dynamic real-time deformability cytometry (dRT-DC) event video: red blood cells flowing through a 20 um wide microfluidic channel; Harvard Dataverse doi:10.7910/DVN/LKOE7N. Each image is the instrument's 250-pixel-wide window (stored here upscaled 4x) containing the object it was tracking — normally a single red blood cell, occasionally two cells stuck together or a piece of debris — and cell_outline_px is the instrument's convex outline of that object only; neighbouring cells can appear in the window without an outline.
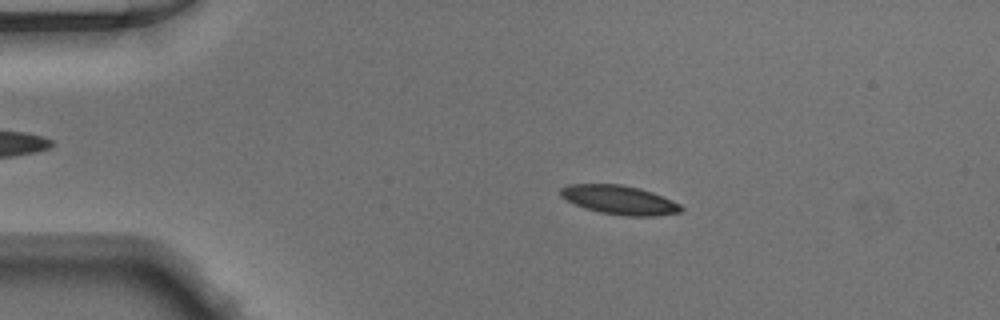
{"species": "Egyptian fruit bat (a non-hibernating species)", "species_latin": "Rousettus aegyptiacus", "temperature_condition": "warm", "stored_images_in_passage": 49, "camera_frame_rate_fps": 3000, "um_per_image_px": 0.085, "animal": {"sex": "male"}, "frame": {"image": 1, "passage_image": 9, "time_ms": 2.667, "image_size_px": [1000, 320], "cell_outline_px": [[684, 208], [680, 212], [656, 216], [628, 216], [600, 212], [584, 208], [560, 196], [560, 188], [568, 184], [620, 184], [640, 188], [652, 192], [672, 200], [680, 204]], "centroid_in_image_um": [52.66, 16.99], "position_along_channel_um": 32.3, "area_um2": 20.29}}
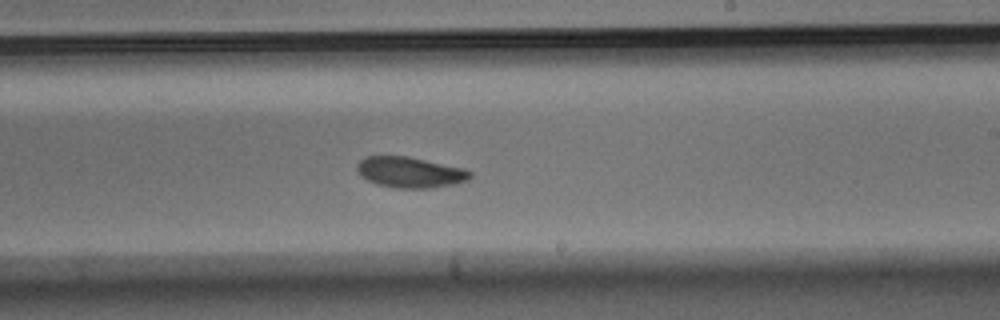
{"frame": {"image": 2, "passage_image": 29, "time_ms": 9.333, "image_size_px": [1000, 320], "cell_outline_px": [[472, 176], [468, 180], [452, 184], [432, 188], [396, 188], [380, 184], [368, 180], [356, 168], [356, 164], [364, 156], [408, 156], [464, 168], [472, 172]], "centroid_in_image_um": [34.88, 14.63], "position_along_channel_um": 254.1, "area_um2": 20.11}}
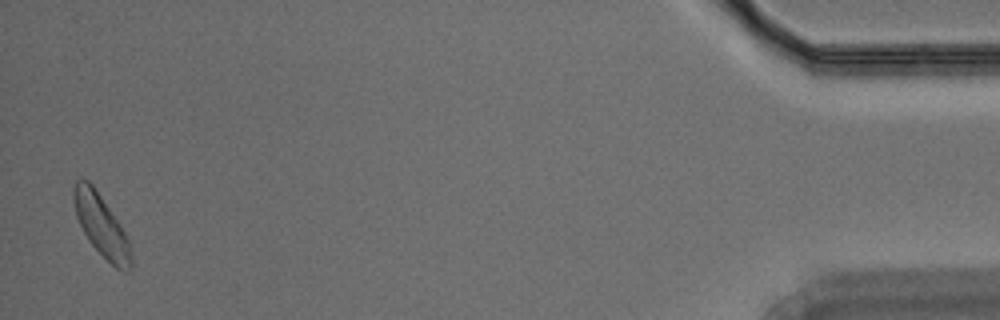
{"frame": {"image": 3, "passage_image": 48, "time_ms": 15.667, "image_size_px": [1000, 320], "cell_outline_px": [[132, 272], [120, 272], [88, 240], [76, 216], [72, 200], [72, 188], [76, 180], [80, 176], [88, 180], [92, 184], [120, 224], [128, 240], [132, 256]], "centroid_in_image_um": [8.6, 19.16], "position_along_channel_um": 426.6, "area_um2": 20.69}}